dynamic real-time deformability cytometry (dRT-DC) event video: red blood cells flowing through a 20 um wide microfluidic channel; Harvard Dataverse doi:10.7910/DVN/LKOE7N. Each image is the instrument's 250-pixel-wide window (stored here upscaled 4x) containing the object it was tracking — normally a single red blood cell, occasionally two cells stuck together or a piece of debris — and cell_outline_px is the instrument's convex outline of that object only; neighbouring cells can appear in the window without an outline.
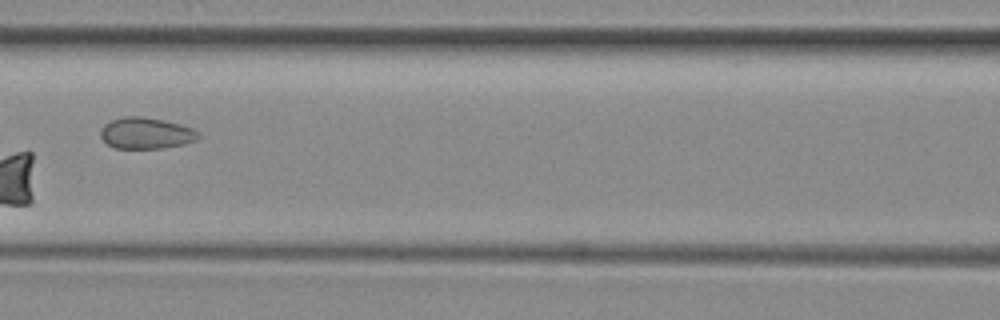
{"species": "common noctule bat (a hibernating species)", "species_latin": "Nyctalus noctula", "temperature_condition": "room temperature", "stored_images_in_passage": 4, "camera_frame_rate_fps": 3000, "um_per_image_px": 0.085, "animal": {"sex": "female", "body_mass_g": 29.2, "forearm_length_mm": 56.3}, "frame": {"image": 1, "passage_image": 3, "time_ms": 2.667, "image_size_px": [1000, 320], "cell_outline_px": [[200, 136], [196, 140], [184, 144], [160, 148], [112, 148], [100, 136], [100, 128], [104, 124], [112, 120], [124, 116], [140, 116], [164, 120], [180, 124], [192, 128], [200, 132]], "centroid_in_image_um": [12.41, 11.31], "position_along_channel_um": 154.2, "area_um2": 17.92}}